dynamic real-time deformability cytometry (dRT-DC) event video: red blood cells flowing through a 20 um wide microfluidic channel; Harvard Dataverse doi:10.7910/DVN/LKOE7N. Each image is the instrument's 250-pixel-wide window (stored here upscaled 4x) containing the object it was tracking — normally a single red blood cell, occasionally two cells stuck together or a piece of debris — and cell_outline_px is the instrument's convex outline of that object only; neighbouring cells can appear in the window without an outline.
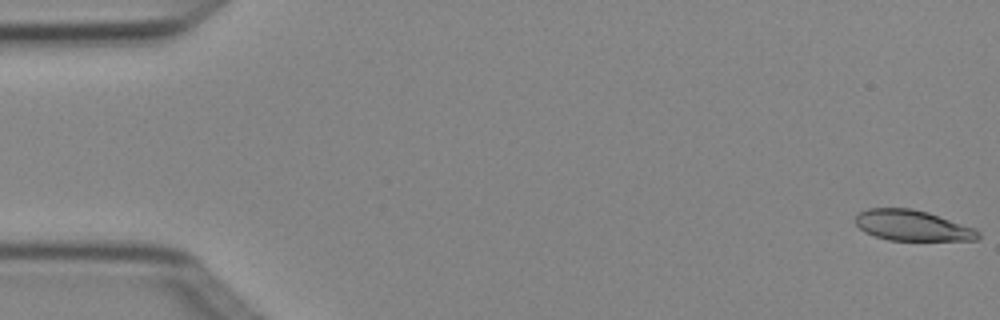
{"species": "Egyptian fruit bat (a non-hibernating species)", "species_latin": "Rousettus aegyptiacus", "temperature_condition": "cold", "stored_images_in_passage": 4, "camera_frame_rate_fps": 3000, "um_per_image_px": 0.085, "animal": {"sex": "female"}, "frame": {"image": 1, "passage_image": 1, "time_ms": 0.0, "image_size_px": [1000, 320], "cell_outline_px": [[980, 236], [976, 240], [888, 240], [864, 232], [856, 224], [856, 216], [860, 212], [868, 208], [912, 208], [928, 212], [976, 228], [980, 232]], "centroid_in_image_um": [77.58, 19.16], "position_along_channel_um": 7.4, "area_um2": 21.91}}
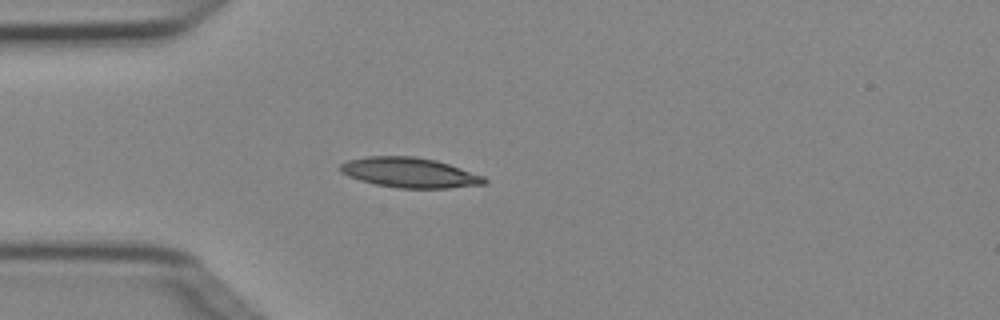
{"frame": {"image": 2, "passage_image": 4, "time_ms": 1.0, "image_size_px": [1000, 320], "cell_outline_px": [[488, 184], [448, 188], [400, 188], [376, 184], [360, 180], [348, 176], [340, 172], [340, 164], [348, 160], [368, 156], [412, 156], [436, 160], [484, 176], [488, 180]], "centroid_in_image_um": [34.83, 14.67], "position_along_channel_um": 50.2, "area_um2": 25.14}}